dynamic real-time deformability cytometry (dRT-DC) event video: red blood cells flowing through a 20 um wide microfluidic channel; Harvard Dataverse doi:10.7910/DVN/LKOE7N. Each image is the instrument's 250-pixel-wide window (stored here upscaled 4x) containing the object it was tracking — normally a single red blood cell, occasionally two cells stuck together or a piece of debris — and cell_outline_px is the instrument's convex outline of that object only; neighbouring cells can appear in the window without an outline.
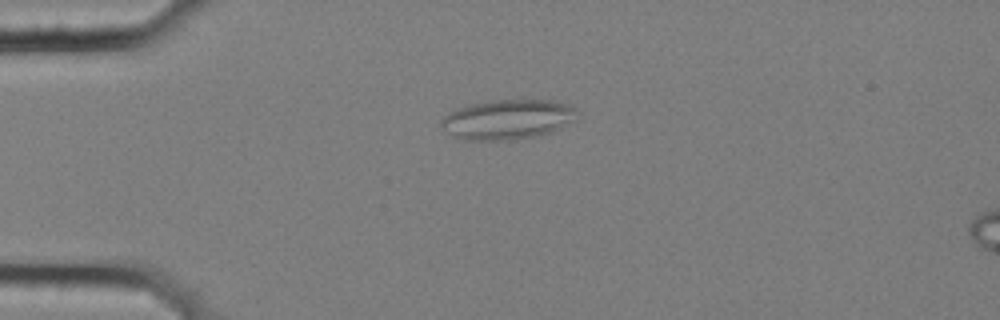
{"species": "common noctule bat (a hibernating species)", "species_latin": "Nyctalus noctula", "temperature_condition": "cold", "stored_images_in_passage": 5, "camera_frame_rate_fps": 3000, "um_per_image_px": 0.085, "animal": {"sex": "female", "body_mass_g": 25.1}, "frame": {"image": 1, "passage_image": 4, "time_ms": 1.0, "image_size_px": [1000, 320], "cell_outline_px": [[576, 120], [552, 132], [540, 136], [512, 140], [464, 140], [440, 128], [440, 120], [448, 112], [456, 108], [472, 104], [492, 100], [552, 100], [568, 104], [576, 108]], "centroid_in_image_um": [43.15, 10.16], "position_along_channel_um": 41.8, "area_um2": 31.85}}